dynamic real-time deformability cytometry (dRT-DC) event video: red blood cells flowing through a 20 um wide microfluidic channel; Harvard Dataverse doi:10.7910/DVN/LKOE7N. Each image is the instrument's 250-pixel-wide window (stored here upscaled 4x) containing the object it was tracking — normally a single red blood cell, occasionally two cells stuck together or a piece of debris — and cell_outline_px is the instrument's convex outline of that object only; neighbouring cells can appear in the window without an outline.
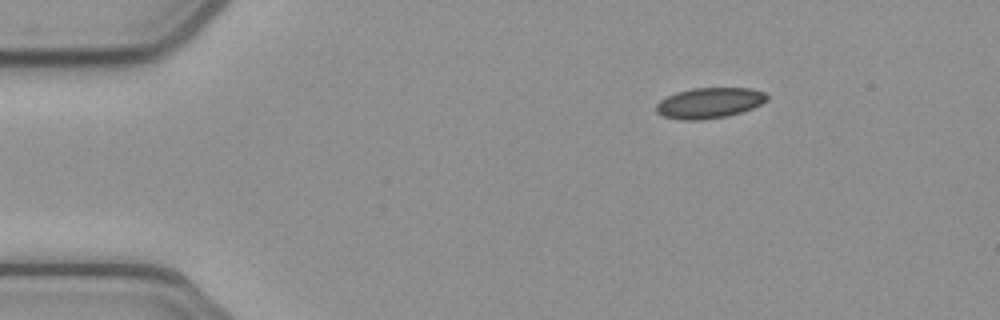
{"species": "common noctule bat (a hibernating species)", "species_latin": "Nyctalus noctula", "temperature_condition": "cold", "stored_images_in_passage": 46, "camera_frame_rate_fps": 3000, "um_per_image_px": 0.085, "animal": {"sex": "female", "body_mass_g": 21.9}, "frame": {"image": 1, "passage_image": 1, "time_ms": 0.0, "image_size_px": [1000, 320], "cell_outline_px": [[768, 100], [752, 108], [728, 116], [700, 120], [684, 120], [664, 116], [656, 112], [656, 104], [660, 100], [676, 92], [692, 88], [752, 88], [764, 92], [768, 96]], "centroid_in_image_um": [60.3, 8.74], "position_along_channel_um": 24.7, "area_um2": 19.71}}
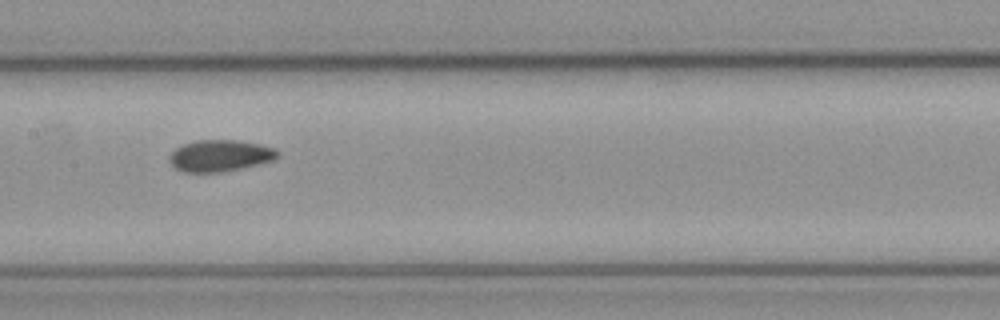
{"frame": {"image": 2, "passage_image": 19, "time_ms": 6.0, "image_size_px": [1000, 320], "cell_outline_px": [[280, 156], [272, 160], [244, 168], [224, 172], [184, 172], [176, 168], [168, 160], [168, 156], [176, 148], [184, 144], [196, 140], [236, 140], [260, 144], [276, 148], [280, 152]], "centroid_in_image_um": [18.73, 13.23], "position_along_channel_um": 188.7, "area_um2": 20.06}}
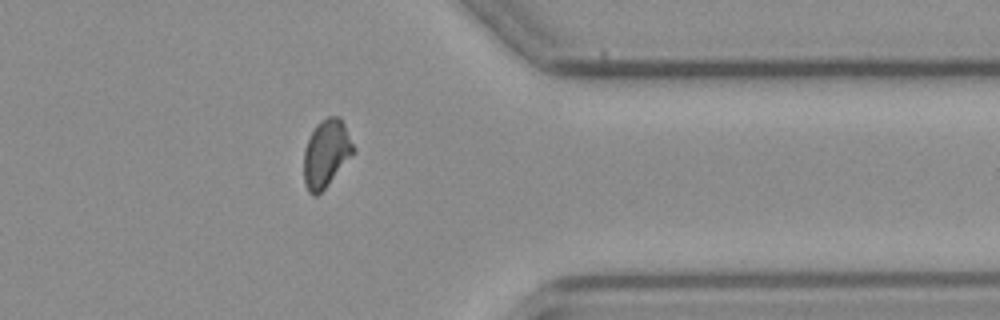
{"frame": {"image": 3, "passage_image": 35, "time_ms": 11.333, "image_size_px": [1000, 320], "cell_outline_px": [[356, 152], [328, 184], [316, 196], [312, 196], [308, 192], [304, 184], [304, 148], [316, 124], [320, 120], [328, 116], [340, 116], [356, 148]], "centroid_in_image_um": [27.74, 13.03], "position_along_channel_um": 383.7, "area_um2": 19.71}, "authors_computed_cell_mechanics": {"area_um2": 19.5942, "velocity_mm_per_s": 3.8925, "shape_relaxation_time_tau1_ms": null, "shape_relaxation_time_tau2_ms": 3.7262, "deformation_change_tau1": null, "deformation_change_tau2": 0.0715}}